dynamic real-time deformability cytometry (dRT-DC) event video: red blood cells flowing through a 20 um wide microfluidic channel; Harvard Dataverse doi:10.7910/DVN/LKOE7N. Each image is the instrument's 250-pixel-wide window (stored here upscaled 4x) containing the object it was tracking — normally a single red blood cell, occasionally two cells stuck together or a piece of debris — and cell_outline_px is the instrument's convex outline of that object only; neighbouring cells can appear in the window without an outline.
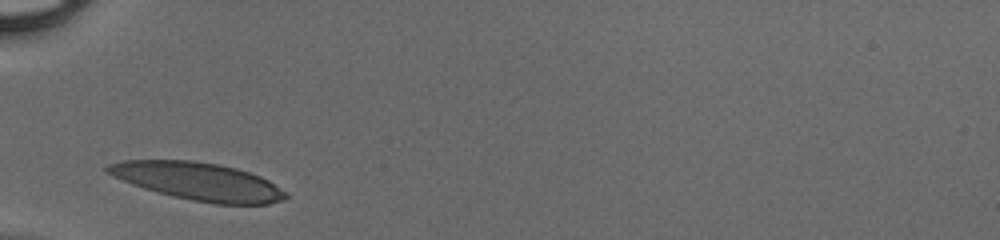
{"species": "human", "species_latin": "Homo sapiens", "temperature_condition": "cold", "stored_images_in_passage": 24, "camera_frame_rate_fps": 3000, "um_per_image_px": 0.085, "donor": {"sex": "male"}, "frame": {"image": 1, "passage_image": 1, "time_ms": 0.0, "image_size_px": [1000, 240], "cell_outline_px": [[288, 196], [284, 200], [268, 204], [212, 204], [172, 196], [144, 188], [132, 184], [112, 176], [104, 172], [104, 168], [108, 164], [124, 160], [192, 160], [220, 164], [236, 168], [260, 176], [268, 180], [288, 192]], "centroid_in_image_um": [16.85, 15.41], "position_along_channel_um": 68.1, "area_um2": 39.36}}
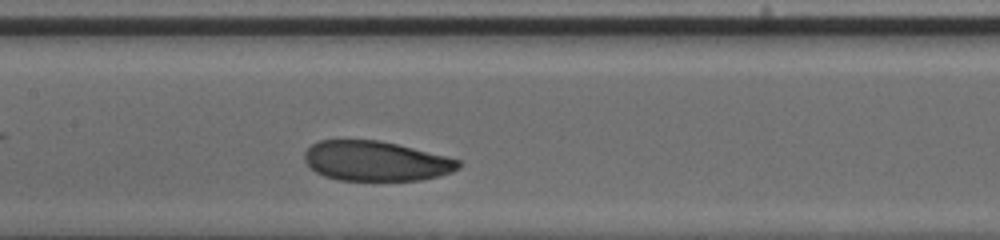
{"frame": {"image": 2, "passage_image": 9, "time_ms": 2.667, "image_size_px": [1000, 240], "cell_outline_px": [[464, 164], [460, 168], [452, 172], [440, 176], [420, 180], [340, 180], [324, 176], [316, 172], [304, 160], [304, 152], [312, 144], [320, 140], [380, 140], [460, 160]], "centroid_in_image_um": [31.96, 13.69], "position_along_channel_um": 175.4, "area_um2": 35.66}}
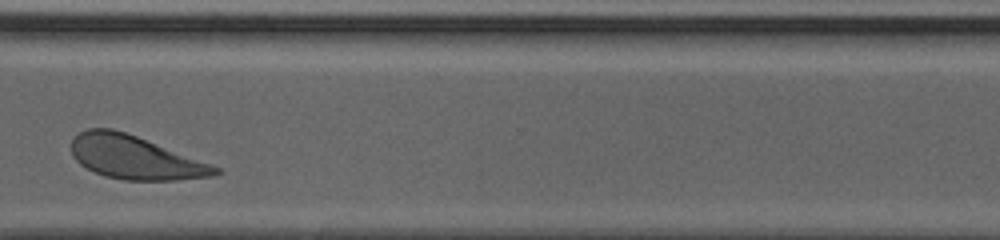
{"frame": {"image": 3, "passage_image": 22, "time_ms": 7.0, "image_size_px": [1000, 240], "cell_outline_px": [[224, 172], [212, 176], [176, 180], [124, 180], [104, 176], [80, 164], [72, 156], [72, 140], [80, 132], [88, 128], [112, 128], [136, 136], [220, 168]], "centroid_in_image_um": [11.45, 13.39], "position_along_channel_um": 359.1, "area_um2": 35.84}}